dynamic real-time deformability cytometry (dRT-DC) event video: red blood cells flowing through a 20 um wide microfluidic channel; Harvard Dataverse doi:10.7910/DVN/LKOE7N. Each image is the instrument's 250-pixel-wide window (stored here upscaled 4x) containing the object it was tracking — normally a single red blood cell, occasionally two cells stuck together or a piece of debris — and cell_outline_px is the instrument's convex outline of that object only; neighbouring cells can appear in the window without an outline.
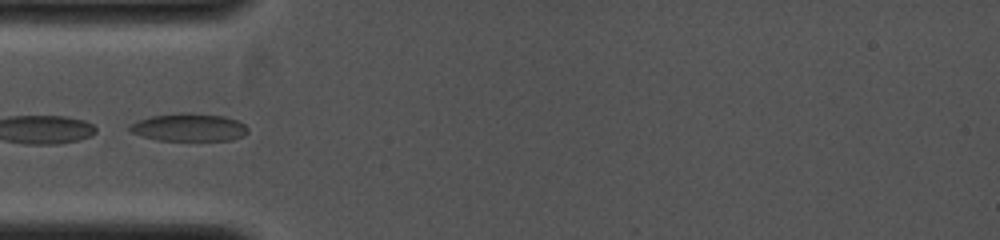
{"species": "common noctule bat (a hibernating species)", "species_latin": "Nyctalus noctula", "temperature_condition": "cold", "stored_images_in_passage": 28, "camera_frame_rate_fps": 4000, "um_per_image_px": 0.085, "animal": {"sex": "female", "body_mass_g": 19.0, "forearm_length_mm": 53.3}, "frame": {"image": 1, "passage_image": 1, "time_ms": 0.0, "image_size_px": [1000, 240], "cell_outline_px": [[248, 132], [244, 136], [228, 140], [160, 140], [144, 136], [132, 132], [128, 128], [128, 124], [136, 120], [152, 116], [180, 112], [188, 112], [224, 116], [236, 120], [244, 124], [248, 128]], "centroid_in_image_um": [16.05, 10.81], "position_along_channel_um": 68.9, "area_um2": 19.13}}
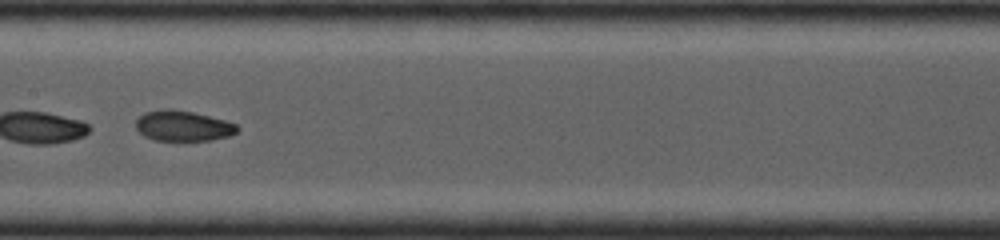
{"frame": {"image": 2, "passage_image": 9, "time_ms": 2.0, "image_size_px": [1000, 240], "cell_outline_px": [[240, 128], [236, 132], [228, 136], [212, 140], [156, 140], [144, 136], [136, 128], [136, 120], [144, 112], [160, 108], [172, 108], [192, 112], [224, 120], [236, 124]], "centroid_in_image_um": [15.53, 10.68], "position_along_channel_um": 191.9, "area_um2": 17.98}}
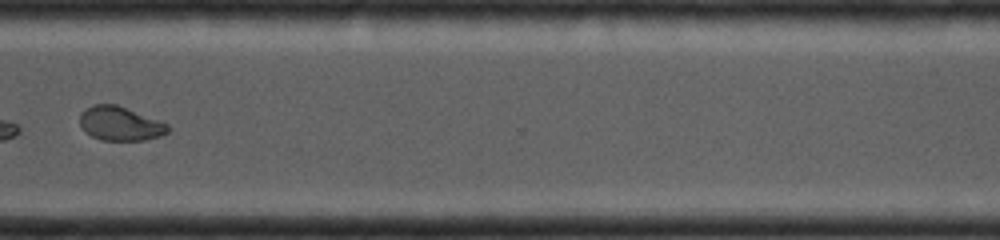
{"frame": {"image": 3, "passage_image": 20, "time_ms": 4.75, "image_size_px": [1000, 240], "cell_outline_px": [[168, 132], [160, 136], [144, 140], [104, 140], [92, 136], [84, 132], [80, 124], [80, 112], [84, 108], [92, 104], [116, 104], [160, 120], [168, 124]], "centroid_in_image_um": [10.19, 10.49], "position_along_channel_um": 360.4, "area_um2": 17.57}}